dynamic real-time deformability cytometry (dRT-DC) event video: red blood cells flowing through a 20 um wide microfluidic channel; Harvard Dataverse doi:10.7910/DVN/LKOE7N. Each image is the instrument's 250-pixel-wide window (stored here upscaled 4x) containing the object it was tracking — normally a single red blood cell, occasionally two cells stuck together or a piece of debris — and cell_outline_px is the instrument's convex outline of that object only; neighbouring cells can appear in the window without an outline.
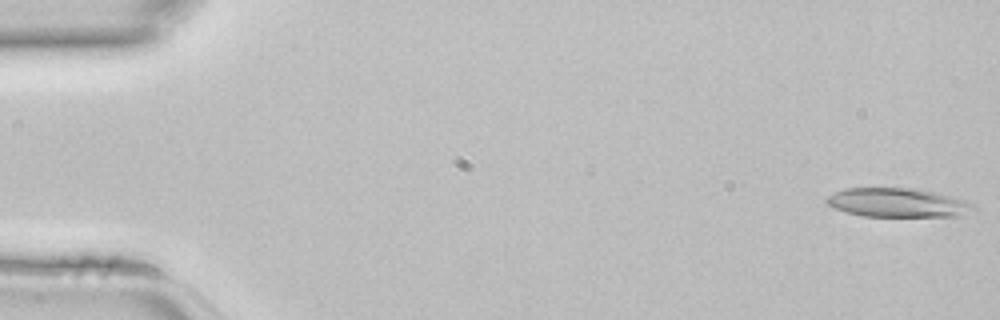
{"species": "common noctule bat (a hibernating species)", "species_latin": "Nyctalus noctula", "temperature_condition": "room temperature", "stored_images_in_passage": 44, "camera_frame_rate_fps": 3000, "um_per_image_px": 0.085, "animal": {"sex": "female", "body_mass_g": 22.7, "forearm_length_mm": 54.2}, "frame": {"image": 1, "passage_image": 1, "time_ms": 0.0, "image_size_px": [1000, 320], "cell_outline_px": [[976, 208], [960, 216], [864, 216], [848, 212], [836, 208], [828, 204], [824, 200], [828, 196], [844, 188], [916, 188], [964, 200], [976, 204]], "centroid_in_image_um": [76.31, 17.22], "position_along_channel_um": 8.7, "area_um2": 24.51}}
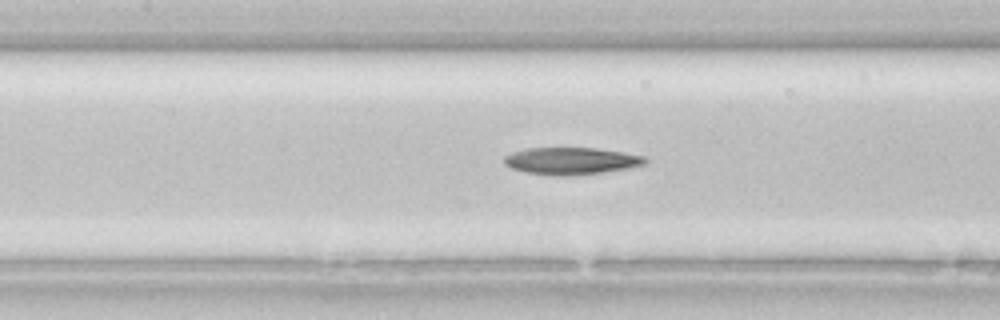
{"frame": {"image": 2, "passage_image": 20, "time_ms": 6.333, "image_size_px": [1000, 320], "cell_outline_px": [[648, 160], [644, 164], [628, 168], [600, 172], [564, 176], [528, 172], [512, 168], [504, 164], [504, 156], [512, 152], [528, 148], [596, 148], [624, 152], [644, 156]], "centroid_in_image_um": [48.55, 13.66], "position_along_channel_um": 158.8, "area_um2": 21.91}}
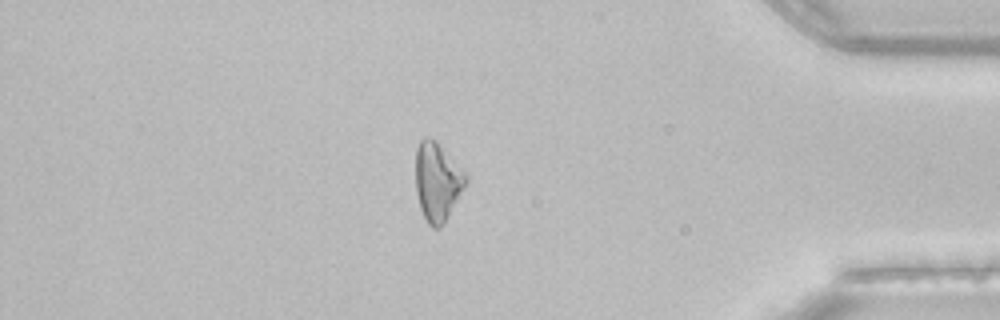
{"frame": {"image": 3, "passage_image": 38, "time_ms": 12.333, "image_size_px": [1000, 320], "cell_outline_px": [[468, 184], [440, 228], [432, 228], [428, 224], [420, 208], [416, 192], [416, 148], [420, 140], [428, 136], [436, 140], [468, 172]], "centroid_in_image_um": [37.22, 15.4], "position_along_channel_um": 398.0, "area_um2": 23.47}}